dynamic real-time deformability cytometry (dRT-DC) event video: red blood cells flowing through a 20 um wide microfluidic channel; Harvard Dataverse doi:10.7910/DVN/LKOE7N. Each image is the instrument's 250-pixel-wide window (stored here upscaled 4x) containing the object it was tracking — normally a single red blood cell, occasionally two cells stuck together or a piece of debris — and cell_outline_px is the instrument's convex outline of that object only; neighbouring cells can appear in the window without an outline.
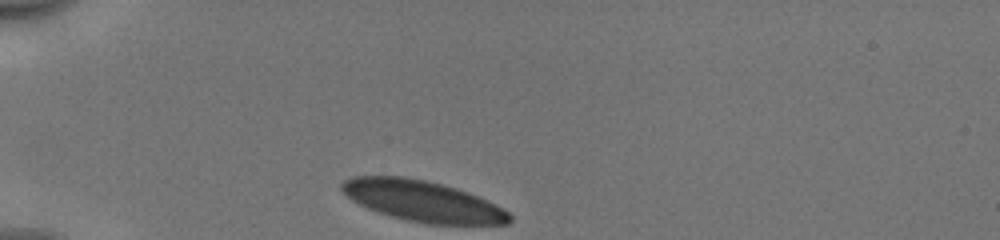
{"species": "human", "species_latin": "Homo sapiens", "temperature_condition": "cold", "stored_images_in_passage": 31, "camera_frame_rate_fps": 3000, "um_per_image_px": 0.085, "donor": {"sex": "male"}, "frame": {"image": 1, "passage_image": 1, "time_ms": 0.0, "image_size_px": [1000, 240], "cell_outline_px": [[512, 220], [508, 224], [428, 224], [404, 220], [368, 208], [352, 200], [340, 188], [340, 184], [344, 180], [352, 176], [404, 176], [424, 180], [456, 188], [468, 192], [504, 208], [512, 216]], "centroid_in_image_um": [35.93, 17.09], "position_along_channel_um": 49.1, "area_um2": 39.77}}
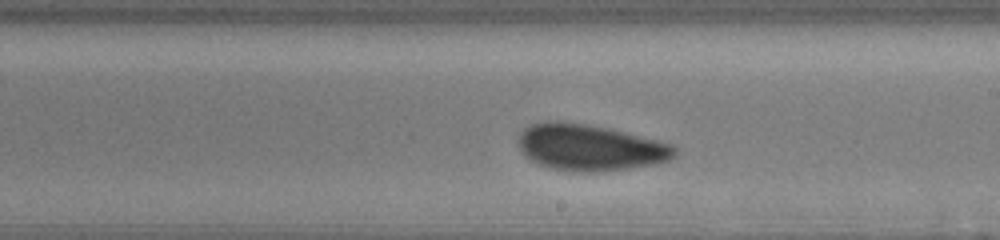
{"frame": {"image": 2, "passage_image": 18, "time_ms": 5.667, "image_size_px": [1000, 240], "cell_outline_px": [[676, 156], [668, 160], [652, 164], [604, 172], [572, 172], [548, 168], [524, 156], [520, 152], [516, 144], [516, 140], [520, 132], [528, 124], [548, 120], [556, 120], [584, 124], [608, 128], [672, 144], [676, 148]], "centroid_in_image_um": [50.05, 12.54], "position_along_channel_um": 238.9, "area_um2": 42.66}}
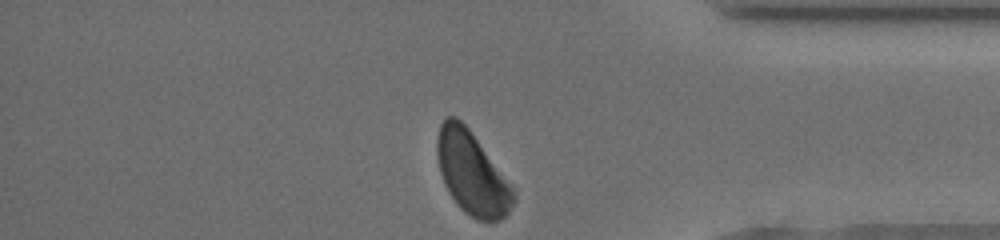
{"frame": {"image": 3, "passage_image": 31, "time_ms": 10.0, "image_size_px": [1000, 240], "cell_outline_px": [[516, 200], [508, 212], [500, 220], [476, 220], [464, 212], [456, 204], [448, 192], [444, 184], [440, 172], [436, 156], [436, 140], [440, 124], [448, 116], [456, 116], [468, 128], [516, 188]], "centroid_in_image_um": [40.13, 14.73], "position_along_channel_um": 395.1, "area_um2": 37.22}, "authors_computed_cell_mechanics": {"area_um2": 41.7316, "velocity_mm_per_s": 3.9131, "shape_relaxation_time_tau1_ms": 3.1646, "shape_relaxation_time_tau2_ms": 0.8376, "deformation_change_tau1": 0.0863, "deformation_change_tau2": 0.0625}}